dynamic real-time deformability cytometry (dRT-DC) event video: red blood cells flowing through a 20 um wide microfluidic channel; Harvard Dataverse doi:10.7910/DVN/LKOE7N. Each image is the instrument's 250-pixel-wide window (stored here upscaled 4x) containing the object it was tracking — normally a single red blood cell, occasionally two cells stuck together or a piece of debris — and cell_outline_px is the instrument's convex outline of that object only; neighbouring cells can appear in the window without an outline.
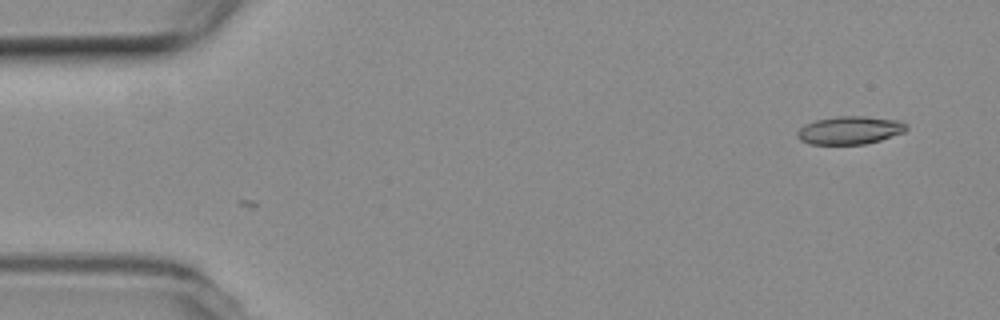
{"species": "common noctule bat (a hibernating species)", "species_latin": "Nyctalus noctula", "temperature_condition": "room temperature", "stored_images_in_passage": 8, "camera_frame_rate_fps": 3000, "um_per_image_px": 0.085, "animal": {"sex": "female", "body_mass_g": 19.3, "forearm_length_mm": 54.1}, "frame": {"image": 1, "passage_image": 8, "time_ms": 2.333, "image_size_px": [1000, 320], "cell_outline_px": [[908, 128], [904, 132], [880, 140], [864, 144], [808, 144], [800, 140], [796, 136], [796, 132], [804, 124], [816, 120], [840, 116], [864, 116], [900, 120], [908, 124]], "centroid_in_image_um": [72.24, 11.07], "position_along_channel_um": 12.8, "area_um2": 17.92}}